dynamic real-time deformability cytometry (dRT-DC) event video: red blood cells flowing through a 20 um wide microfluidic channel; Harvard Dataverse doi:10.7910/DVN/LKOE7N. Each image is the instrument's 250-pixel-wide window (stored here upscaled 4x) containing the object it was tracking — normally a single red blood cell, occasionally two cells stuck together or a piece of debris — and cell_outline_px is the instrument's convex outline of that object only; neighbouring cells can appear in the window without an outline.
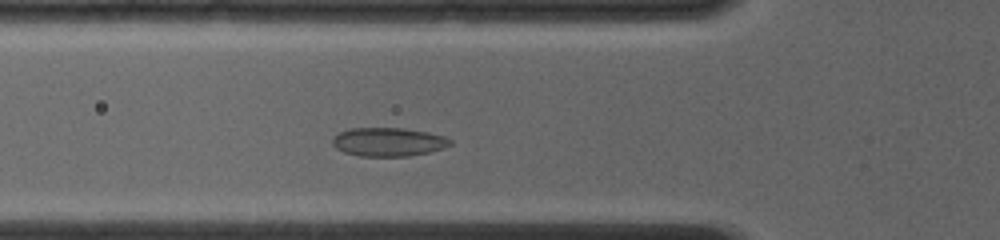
{"species": "common noctule bat (a hibernating species)", "species_latin": "Nyctalus noctula", "temperature_condition": "room temperature", "stored_images_in_passage": 12, "camera_frame_rate_fps": 4000, "um_per_image_px": 0.085, "animal": {"sex": "female", "body_mass_g": 19.0, "forearm_length_mm": 56.7}, "frame": {"image": 1, "passage_image": 9, "time_ms": 2.75, "image_size_px": [1000, 240], "cell_outline_px": [[452, 144], [444, 148], [428, 152], [408, 156], [360, 156], [344, 152], [336, 148], [332, 144], [332, 136], [348, 128], [404, 128], [428, 132], [444, 136], [452, 140]], "centroid_in_image_um": [33.0, 12.06], "position_along_channel_um": 92.8, "area_um2": 19.77}}
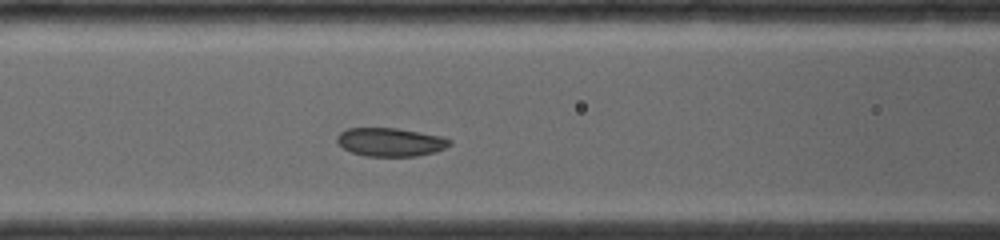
{"frame": {"image": 2, "passage_image": 12, "time_ms": 3.75, "image_size_px": [1000, 240], "cell_outline_px": [[452, 144], [436, 152], [416, 156], [364, 156], [352, 152], [344, 148], [336, 140], [336, 136], [340, 132], [348, 128], [396, 128], [444, 136], [452, 140]], "centroid_in_image_um": [33.22, 12.07], "position_along_channel_um": 133.4, "area_um2": 18.79}}